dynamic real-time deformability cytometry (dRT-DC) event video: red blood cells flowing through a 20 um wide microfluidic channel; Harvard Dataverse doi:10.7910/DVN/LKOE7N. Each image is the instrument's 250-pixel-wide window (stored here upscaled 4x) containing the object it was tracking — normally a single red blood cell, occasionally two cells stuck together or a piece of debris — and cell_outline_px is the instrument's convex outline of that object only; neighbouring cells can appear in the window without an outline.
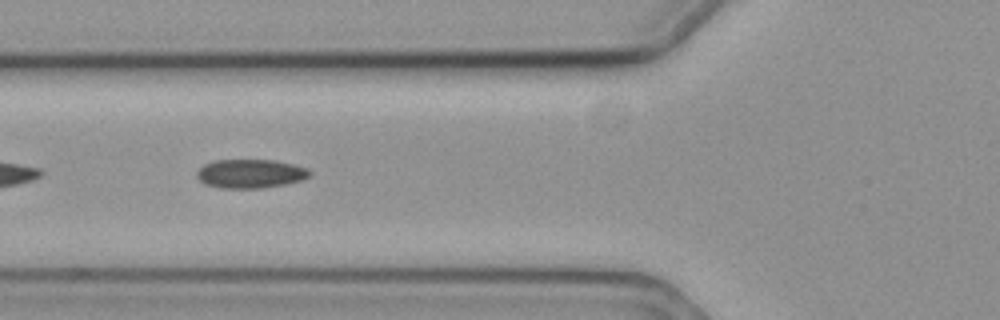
{"species": "common noctule bat (a hibernating species)", "species_latin": "Nyctalus noctula", "temperature_condition": "cold", "stored_images_in_passage": 33, "camera_frame_rate_fps": 3000, "um_per_image_px": 0.085, "animal": {"sex": "female", "body_mass_g": 19.3, "forearm_length_mm": 54.1}, "frame": {"image": 1, "passage_image": 6, "time_ms": 1.667, "image_size_px": [1000, 320], "cell_outline_px": [[312, 172], [308, 176], [300, 180], [284, 184], [260, 188], [220, 188], [204, 184], [196, 176], [196, 172], [204, 164], [212, 160], [272, 160], [292, 164], [308, 168]], "centroid_in_image_um": [21.24, 14.76], "position_along_channel_um": 104.6, "area_um2": 18.9}}